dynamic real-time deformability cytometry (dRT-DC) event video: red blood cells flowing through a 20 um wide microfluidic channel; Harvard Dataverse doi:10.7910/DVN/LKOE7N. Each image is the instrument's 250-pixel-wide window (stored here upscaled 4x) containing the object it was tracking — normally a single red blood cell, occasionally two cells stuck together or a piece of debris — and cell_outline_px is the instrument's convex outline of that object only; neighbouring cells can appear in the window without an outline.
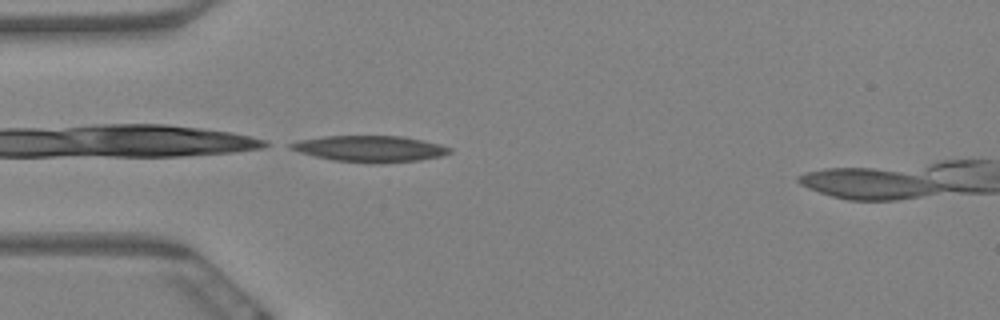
{"species": "Egyptian fruit bat (a non-hibernating species)", "species_latin": "Rousettus aegyptiacus", "temperature_condition": "warm", "stored_images_in_passage": 6, "camera_frame_rate_fps": 3000, "um_per_image_px": 0.085, "animal": {"sex": "female"}, "frame": {"image": 1, "passage_image": 5, "time_ms": 1.333, "image_size_px": [1000, 320], "cell_outline_px": [[452, 152], [440, 156], [420, 160], [332, 160], [300, 152], [288, 148], [288, 144], [300, 140], [324, 136], [400, 136], [440, 144], [452, 148]], "centroid_in_image_um": [31.42, 12.59], "position_along_channel_um": 53.6, "area_um2": 22.95}}